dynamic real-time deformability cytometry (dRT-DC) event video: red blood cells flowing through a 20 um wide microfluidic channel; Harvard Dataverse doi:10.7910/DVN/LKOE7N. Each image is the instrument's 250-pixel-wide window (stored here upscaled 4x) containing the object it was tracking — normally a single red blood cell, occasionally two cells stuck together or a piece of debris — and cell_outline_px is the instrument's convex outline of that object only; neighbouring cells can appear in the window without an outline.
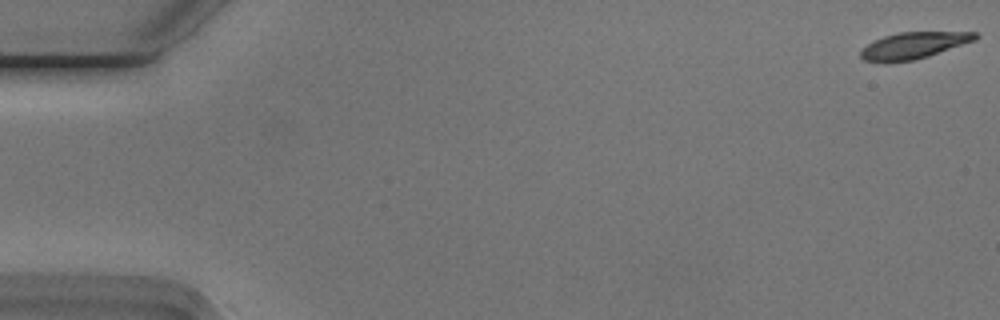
{"species": "Egyptian fruit bat (a non-hibernating species)", "species_latin": "Rousettus aegyptiacus", "temperature_condition": "cold", "stored_images_in_passage": 2, "camera_frame_rate_fps": 3000, "um_per_image_px": 0.085, "animal": {"sex": "male"}, "frame": {"image": 1, "passage_image": 1, "time_ms": 0.0, "image_size_px": [1000, 320], "cell_outline_px": [[980, 36], [976, 40], [916, 60], [888, 64], [884, 64], [864, 60], [860, 56], [860, 52], [872, 40], [896, 32], [976, 32]], "centroid_in_image_um": [77.62, 3.88], "position_along_channel_um": 7.4, "area_um2": 18.09}}